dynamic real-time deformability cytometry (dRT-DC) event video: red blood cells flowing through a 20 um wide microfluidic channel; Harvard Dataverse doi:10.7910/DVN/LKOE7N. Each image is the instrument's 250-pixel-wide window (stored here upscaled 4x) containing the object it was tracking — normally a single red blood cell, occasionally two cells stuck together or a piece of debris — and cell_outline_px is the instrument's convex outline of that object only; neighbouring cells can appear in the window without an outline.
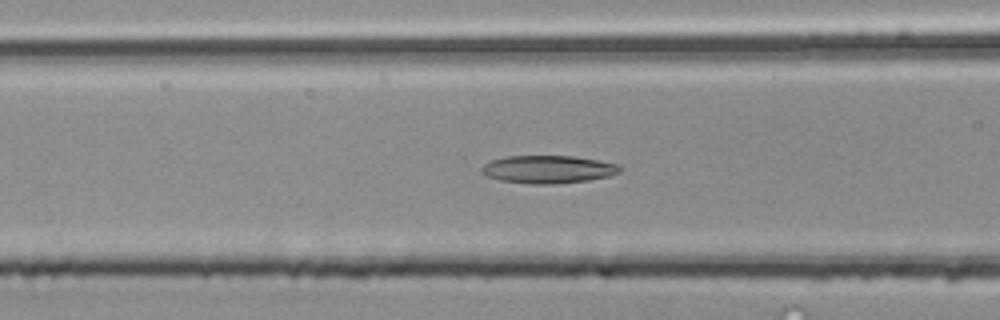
{"species": "common noctule bat (a hibernating species)", "species_latin": "Nyctalus noctula", "temperature_condition": "room temperature", "stored_images_in_passage": 42, "camera_frame_rate_fps": 3000, "um_per_image_px": 0.085, "animal": {"sex": "male", "body_mass_g": 20.4}, "frame": {"image": 1, "passage_image": 11, "time_ms": 3.333, "image_size_px": [1000, 320], "cell_outline_px": [[624, 168], [620, 172], [608, 176], [588, 180], [552, 184], [532, 184], [500, 180], [488, 176], [480, 172], [480, 168], [484, 164], [492, 160], [508, 156], [572, 156], [620, 164]], "centroid_in_image_um": [46.6, 14.39], "position_along_channel_um": 120.0, "area_um2": 22.37}}
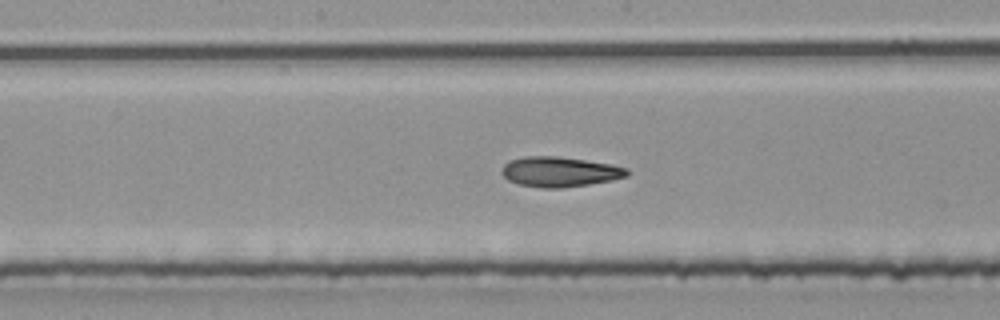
{"frame": {"image": 2, "passage_image": 17, "time_ms": 5.333, "image_size_px": [1000, 320], "cell_outline_px": [[628, 176], [612, 180], [564, 188], [540, 188], [516, 184], [508, 180], [500, 172], [504, 164], [508, 160], [524, 156], [556, 156], [612, 164], [628, 168]], "centroid_in_image_um": [47.54, 14.6], "position_along_channel_um": 200.7, "area_um2": 22.14}}
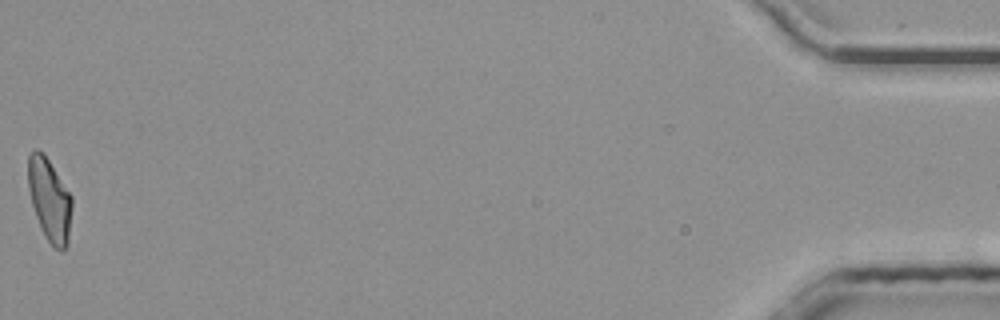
{"frame": {"image": 3, "passage_image": 42, "time_ms": 13.667, "image_size_px": [1000, 320], "cell_outline_px": [[72, 208], [68, 244], [60, 252], [44, 236], [40, 228], [32, 204], [28, 188], [28, 156], [36, 148], [48, 160], [72, 196]], "centroid_in_image_um": [4.22, 17.02], "position_along_channel_um": 431.0, "area_um2": 20.92}, "authors_computed_cell_mechanics": {"area_um2": 21.4149, "velocity_mm_per_s": 4.0157, "shape_relaxation_time_tau1_ms": 6.5795, "shape_relaxation_time_tau2_ms": 2.8647, "deformation_change_tau1": 0.2163, "deformation_change_tau2": 0.1088}}